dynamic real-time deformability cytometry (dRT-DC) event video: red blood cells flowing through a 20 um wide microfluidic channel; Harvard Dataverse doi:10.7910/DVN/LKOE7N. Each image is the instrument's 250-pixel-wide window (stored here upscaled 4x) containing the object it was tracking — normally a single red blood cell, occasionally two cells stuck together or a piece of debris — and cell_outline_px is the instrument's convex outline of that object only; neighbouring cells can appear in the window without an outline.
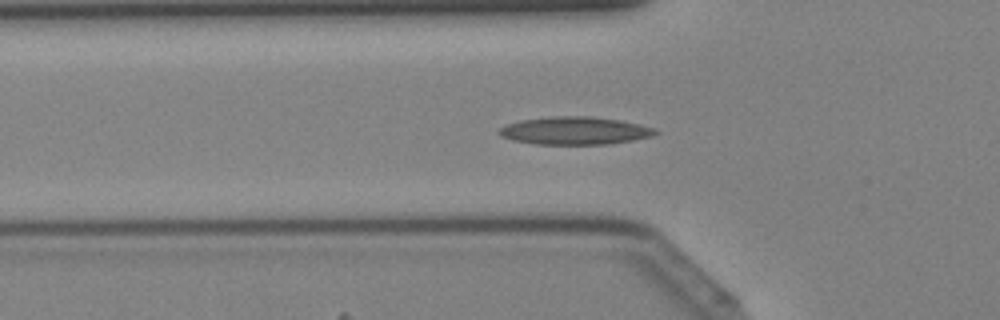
{"species": "Egyptian fruit bat (a non-hibernating species)", "species_latin": "Rousettus aegyptiacus", "temperature_condition": "cold", "stored_images_in_passage": 30, "camera_frame_rate_fps": 3000, "um_per_image_px": 0.085, "animal": {"sex": "female"}, "frame": {"image": 1, "passage_image": 2, "time_ms": 0.333, "image_size_px": [1000, 320], "cell_outline_px": [[660, 132], [652, 136], [632, 140], [608, 144], [536, 144], [512, 140], [500, 136], [496, 132], [504, 124], [520, 120], [548, 116], [588, 116], [620, 120], [640, 124], [656, 128]], "centroid_in_image_um": [48.83, 11.1], "position_along_channel_um": 77.0, "area_um2": 25.55}}
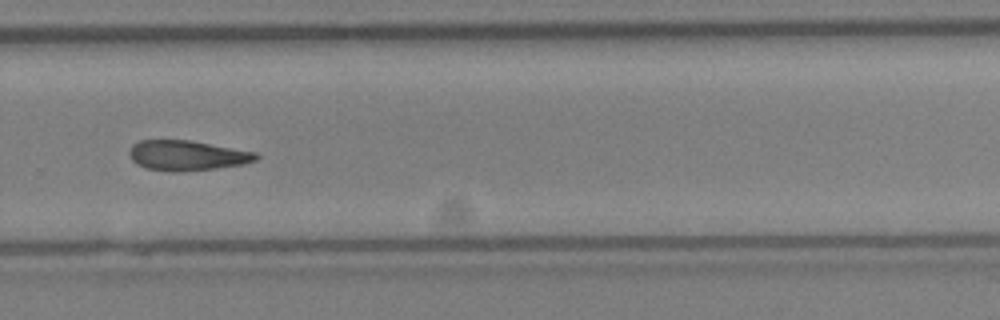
{"frame": {"image": 2, "passage_image": 17, "time_ms": 5.333, "image_size_px": [1000, 320], "cell_outline_px": [[260, 156], [256, 160], [244, 164], [216, 168], [180, 172], [172, 172], [148, 168], [136, 164], [128, 156], [128, 152], [132, 144], [140, 140], [192, 140], [256, 152]], "centroid_in_image_um": [15.89, 13.21], "position_along_channel_um": 313.9, "area_um2": 22.43}}
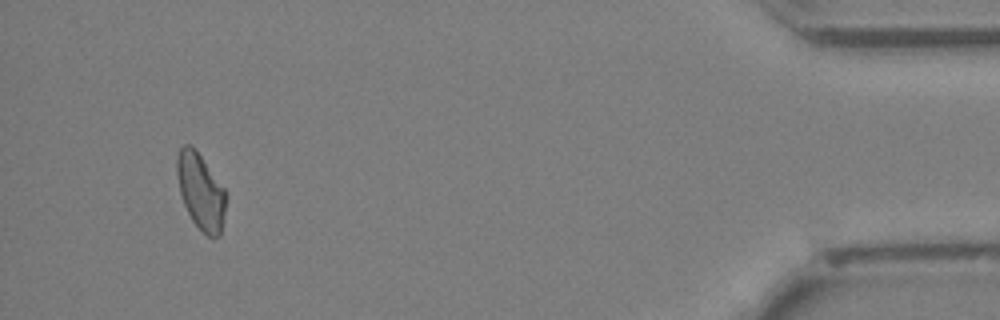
{"frame": {"image": 3, "passage_image": 28, "time_ms": 9.0, "image_size_px": [1000, 320], "cell_outline_px": [[224, 212], [220, 236], [212, 240], [192, 220], [184, 204], [180, 192], [176, 172], [176, 156], [180, 148], [184, 144], [188, 144], [200, 156], [224, 188]], "centroid_in_image_um": [17.03, 16.29], "position_along_channel_um": 418.2, "area_um2": 21.1}}